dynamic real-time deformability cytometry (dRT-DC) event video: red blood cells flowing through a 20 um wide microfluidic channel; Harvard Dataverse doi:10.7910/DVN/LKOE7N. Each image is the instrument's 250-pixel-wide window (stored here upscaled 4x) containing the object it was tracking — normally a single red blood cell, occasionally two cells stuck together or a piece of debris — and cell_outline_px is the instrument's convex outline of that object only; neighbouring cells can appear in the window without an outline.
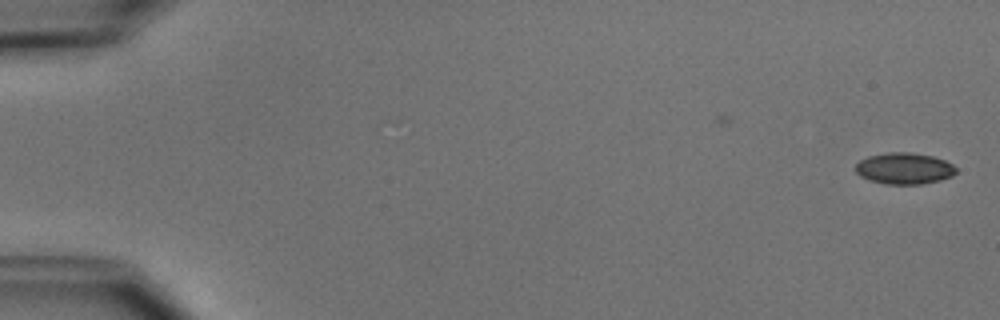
{"species": "common noctule bat (a hibernating species)", "species_latin": "Nyctalus noctula", "temperature_condition": "cold", "stored_images_in_passage": 48, "camera_frame_rate_fps": 3000, "um_per_image_px": 0.085, "animal": {"sex": "male", "body_mass_g": 15.6}, "frame": {"image": 1, "passage_image": 1, "time_ms": 0.0, "image_size_px": [1000, 320], "cell_outline_px": [[956, 172], [952, 176], [940, 180], [920, 184], [884, 184], [868, 180], [860, 176], [856, 172], [856, 164], [860, 160], [868, 156], [888, 152], [912, 152], [932, 156], [944, 160], [952, 164], [956, 168]], "centroid_in_image_um": [76.85, 14.32], "position_along_channel_um": 8.2, "area_um2": 18.44}}
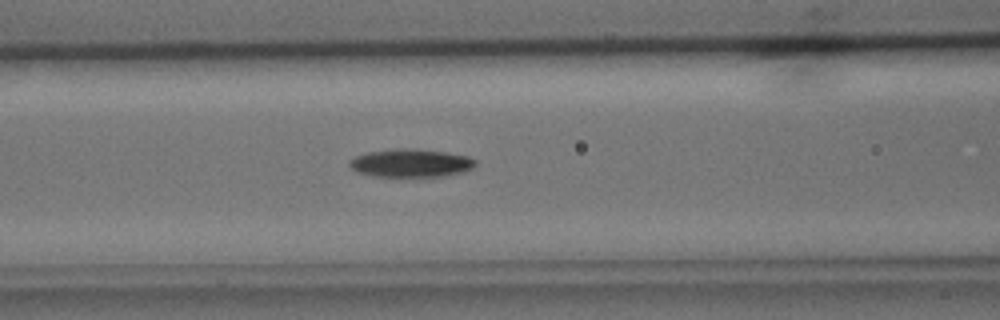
{"frame": {"image": 2, "passage_image": 22, "time_ms": 7.0, "image_size_px": [1000, 320], "cell_outline_px": [[476, 164], [472, 168], [464, 172], [444, 176], [372, 176], [356, 172], [348, 164], [348, 160], [356, 156], [368, 152], [396, 148], [404, 148], [444, 152], [468, 156], [476, 160]], "centroid_in_image_um": [34.9, 13.86], "position_along_channel_um": 131.7, "area_um2": 20.58}}
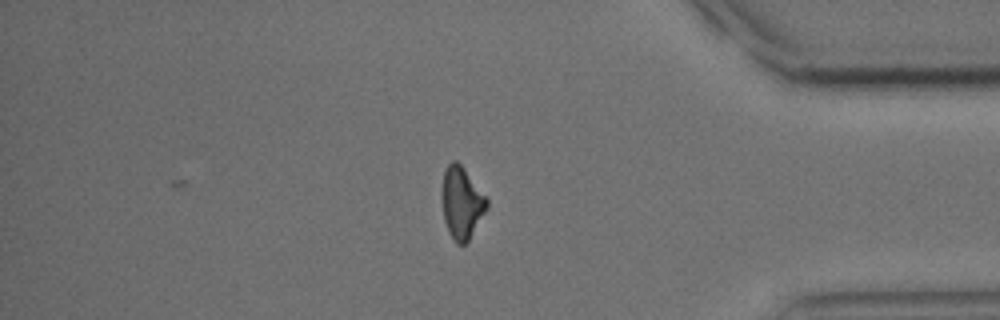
{"frame": {"image": 3, "passage_image": 44, "time_ms": 14.333, "image_size_px": [1000, 320], "cell_outline_px": [[488, 208], [468, 240], [464, 244], [456, 244], [448, 232], [444, 220], [440, 196], [440, 192], [444, 168], [452, 160], [456, 160], [464, 168], [488, 196]], "centroid_in_image_um": [39.23, 17.19], "position_along_channel_um": 396.0, "area_um2": 19.42}, "authors_computed_cell_mechanics": {"area_um2": 19.5653, "velocity_mm_per_s": 3.9179, "shape_relaxation_time_tau1_ms": 2.4544, "shape_relaxation_time_tau2_ms": null, "deformation_change_tau1": 0.12, "deformation_change_tau2": null}}